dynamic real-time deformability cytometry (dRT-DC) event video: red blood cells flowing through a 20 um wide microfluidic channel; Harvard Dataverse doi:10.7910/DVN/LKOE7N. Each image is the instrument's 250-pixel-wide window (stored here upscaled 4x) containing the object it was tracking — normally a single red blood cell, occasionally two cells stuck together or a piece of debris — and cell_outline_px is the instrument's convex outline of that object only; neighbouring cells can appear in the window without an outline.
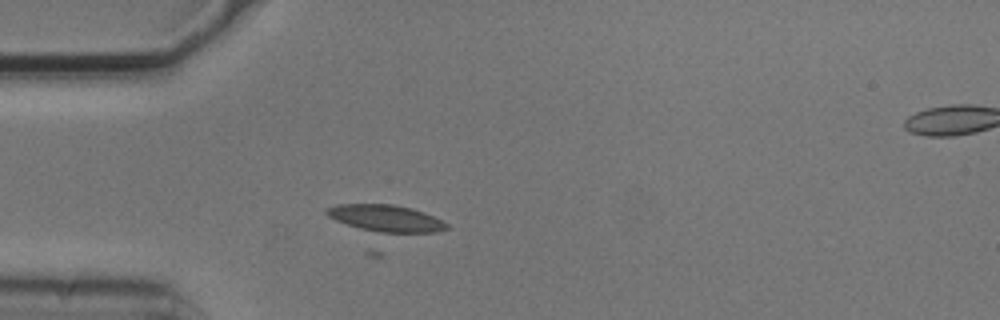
{"species": "common noctule bat (a hibernating species)", "species_latin": "Nyctalus noctula", "temperature_condition": "cold", "stored_images_in_passage": 4, "segment_of_instrument_passage": [1, 2], "camera_frame_rate_fps": 3000, "um_per_image_px": 0.085, "animal": {"sex": "male", "body_mass_g": 20.5, "forearm_length_mm": 52.5}, "frame": {"image": 1, "passage_image": 3, "time_ms": 0.667, "image_size_px": [1000, 320], "cell_outline_px": [[448, 228], [436, 232], [380, 232], [360, 228], [336, 220], [328, 216], [324, 212], [324, 208], [336, 204], [392, 204], [412, 208], [424, 212], [444, 220], [448, 224]], "centroid_in_image_um": [32.8, 18.53], "position_along_channel_um": 52.2, "area_um2": 18.67}}